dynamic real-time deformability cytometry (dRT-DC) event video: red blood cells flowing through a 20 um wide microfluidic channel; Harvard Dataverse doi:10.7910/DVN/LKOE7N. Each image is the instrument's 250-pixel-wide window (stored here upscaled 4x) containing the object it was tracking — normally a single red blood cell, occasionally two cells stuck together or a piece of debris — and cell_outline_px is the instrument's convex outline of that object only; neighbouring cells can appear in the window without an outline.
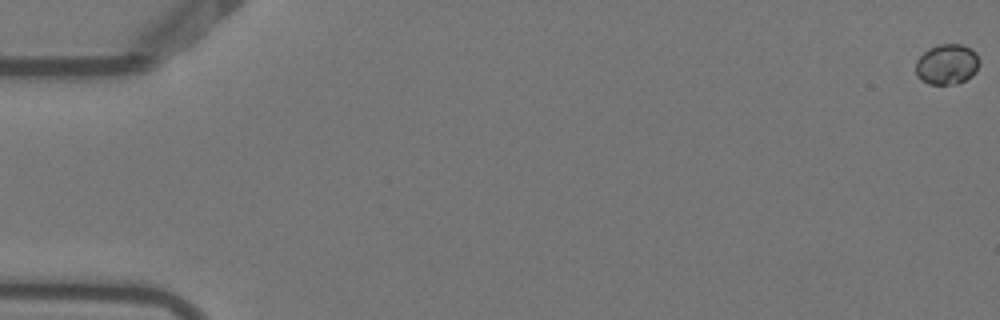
{"species": "Egyptian fruit bat (a non-hibernating species)", "species_latin": "Rousettus aegyptiacus", "temperature_condition": "warm", "stored_images_in_passage": 5, "camera_frame_rate_fps": 3000, "um_per_image_px": 0.085, "animal": {"sex": "female"}, "frame": {"image": 1, "passage_image": 1, "time_ms": 0.0, "image_size_px": [1000, 320], "cell_outline_px": [[980, 64], [976, 72], [972, 76], [956, 84], [928, 84], [916, 76], [916, 60], [928, 48], [940, 44], [964, 44], [972, 48], [976, 52], [980, 60]], "centroid_in_image_um": [80.52, 5.45], "position_along_channel_um": 4.5, "area_um2": 15.26}}
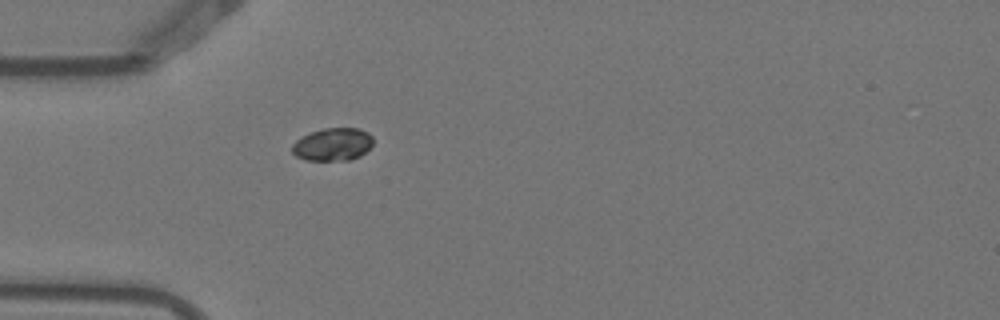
{"frame": {"image": 2, "passage_image": 5, "time_ms": 1.333, "image_size_px": [1000, 320], "cell_outline_px": [[372, 144], [360, 156], [348, 160], [304, 160], [296, 156], [292, 152], [292, 144], [300, 136], [324, 128], [360, 128], [368, 132], [372, 136]], "centroid_in_image_um": [28.26, 12.26], "position_along_channel_um": 56.7, "area_um2": 15.49}}